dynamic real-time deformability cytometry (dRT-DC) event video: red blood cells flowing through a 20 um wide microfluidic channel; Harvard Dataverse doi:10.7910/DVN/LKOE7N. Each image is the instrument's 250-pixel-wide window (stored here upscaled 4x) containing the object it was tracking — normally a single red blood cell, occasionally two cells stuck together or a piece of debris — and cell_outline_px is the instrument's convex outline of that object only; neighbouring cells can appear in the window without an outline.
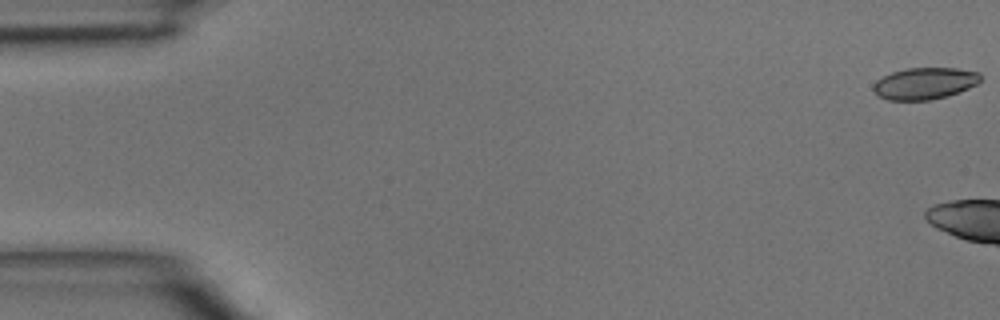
{"species": "common noctule bat (a hibernating species)", "species_latin": "Nyctalus noctula", "temperature_condition": "room temperature", "stored_images_in_passage": 5, "camera_frame_rate_fps": 3000, "um_per_image_px": 0.085, "animal": {"sex": "male", "body_mass_g": 15.6}, "frame": {"image": 1, "passage_image": 1, "time_ms": 0.0, "image_size_px": [1000, 320], "cell_outline_px": [[980, 80], [976, 84], [968, 88], [948, 96], [928, 100], [888, 100], [880, 96], [872, 88], [872, 84], [876, 80], [892, 72], [908, 68], [956, 68], [980, 72]], "centroid_in_image_um": [78.59, 7.08], "position_along_channel_um": 6.4, "area_um2": 19.71}}